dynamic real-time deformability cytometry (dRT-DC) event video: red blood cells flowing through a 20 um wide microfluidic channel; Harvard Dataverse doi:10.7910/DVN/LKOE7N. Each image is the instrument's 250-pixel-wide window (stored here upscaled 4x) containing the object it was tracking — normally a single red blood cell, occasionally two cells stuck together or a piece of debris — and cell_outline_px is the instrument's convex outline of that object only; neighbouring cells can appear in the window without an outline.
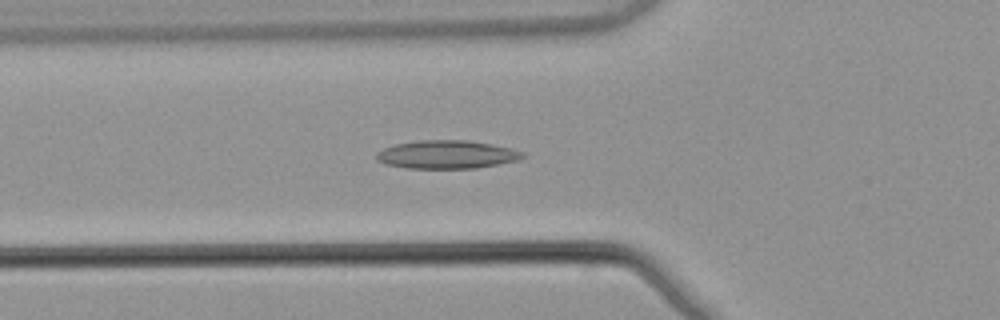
{"species": "common noctule bat (a hibernating species)", "species_latin": "Nyctalus noctula", "temperature_condition": "warm", "stored_images_in_passage": 44, "camera_frame_rate_fps": 3000, "um_per_image_px": 0.085, "animal": {"sex": "male", "body_mass_g": 21.5, "forearm_length_mm": 52.0}, "frame": {"image": 1, "passage_image": 14, "time_ms": 4.333, "image_size_px": [1000, 320], "cell_outline_px": [[524, 156], [520, 160], [500, 164], [476, 168], [408, 168], [384, 164], [376, 160], [376, 152], [384, 148], [396, 144], [420, 140], [468, 140], [492, 144], [512, 148], [524, 152]], "centroid_in_image_um": [37.99, 13.13], "position_along_channel_um": 87.8, "area_um2": 24.22}}
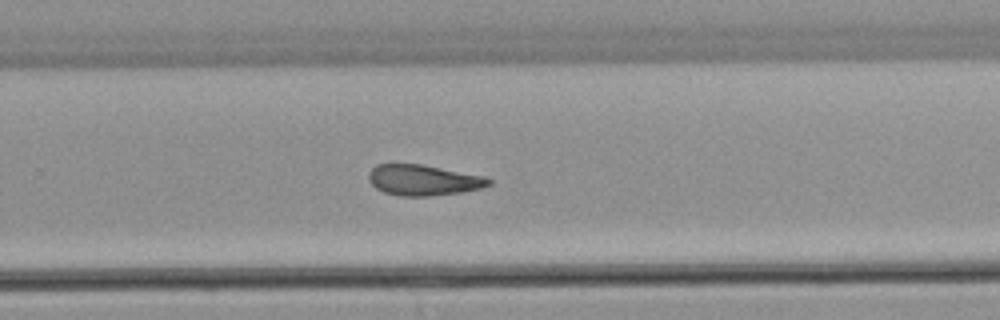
{"frame": {"image": 2, "passage_image": 30, "time_ms": 9.667, "image_size_px": [1000, 320], "cell_outline_px": [[492, 184], [480, 188], [460, 192], [428, 196], [400, 196], [384, 192], [376, 188], [368, 180], [368, 172], [376, 164], [420, 164], [484, 176], [492, 180]], "centroid_in_image_um": [35.95, 15.31], "position_along_channel_um": 293.8, "area_um2": 21.39}}
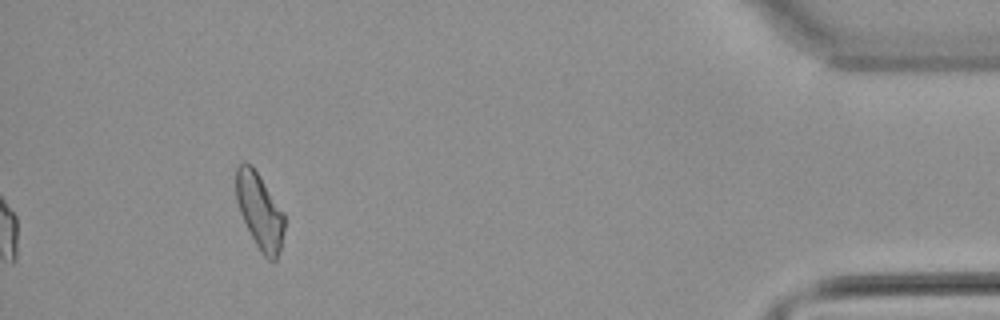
{"frame": {"image": 3, "passage_image": 44, "time_ms": 14.333, "image_size_px": [1000, 320], "cell_outline_px": [[284, 228], [280, 248], [276, 260], [272, 264], [260, 252], [240, 212], [236, 200], [236, 168], [240, 164], [252, 164], [284, 212]], "centroid_in_image_um": [22.08, 17.96], "position_along_channel_um": 413.1, "area_um2": 21.15}, "authors_computed_cell_mechanics": {"area_um2": 22.0218, "velocity_mm_per_s": 3.8634, "shape_relaxation_time_tau1_ms": null, "shape_relaxation_time_tau2_ms": 5.2712, "deformation_change_tau1": null, "deformation_change_tau2": 0.1532}}